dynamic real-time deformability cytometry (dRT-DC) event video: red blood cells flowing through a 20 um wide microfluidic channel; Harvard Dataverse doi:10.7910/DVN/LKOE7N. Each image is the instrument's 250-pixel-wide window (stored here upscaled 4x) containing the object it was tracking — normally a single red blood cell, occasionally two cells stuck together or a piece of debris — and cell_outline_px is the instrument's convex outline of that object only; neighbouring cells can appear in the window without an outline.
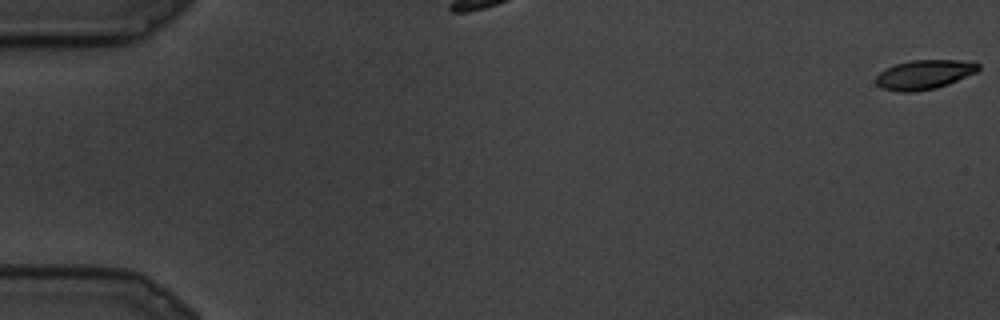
{"species": "common noctule bat (a hibernating species)", "species_latin": "Nyctalus noctula", "temperature_condition": "cold", "stored_images_in_passage": 7, "camera_frame_rate_fps": 3000, "um_per_image_px": 0.085, "animal": {"sex": "male", "body_mass_g": 19.5, "forearm_length_mm": 54.6}, "frame": {"image": 1, "passage_image": 1, "time_ms": 0.0, "image_size_px": [1000, 320], "cell_outline_px": [[980, 68], [976, 72], [948, 84], [936, 88], [916, 92], [900, 92], [884, 88], [876, 84], [876, 76], [880, 72], [896, 64], [912, 60], [956, 60], [980, 64]], "centroid_in_image_um": [78.55, 6.35], "position_along_channel_um": 6.4, "area_um2": 17.28}}
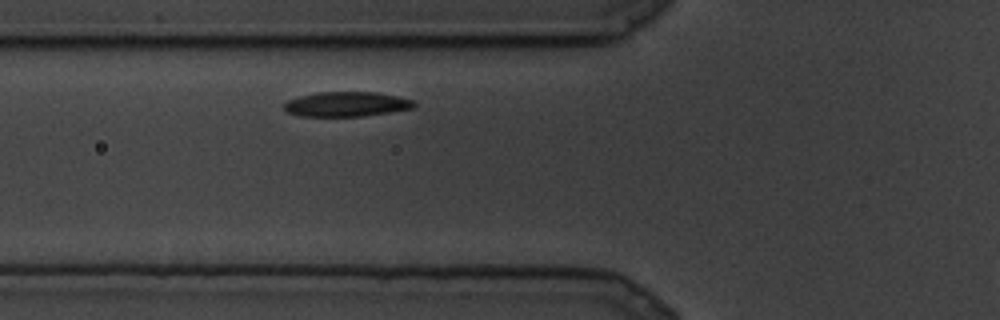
{"frame": {"image": 2, "passage_image": 5, "time_ms": 1.333, "image_size_px": [1000, 320], "cell_outline_px": [[416, 104], [412, 108], [388, 112], [360, 116], [300, 116], [288, 112], [284, 108], [284, 104], [288, 100], [300, 96], [316, 92], [376, 92], [416, 100]], "centroid_in_image_um": [29.45, 8.84], "position_along_channel_um": 96.3, "area_um2": 18.61}}
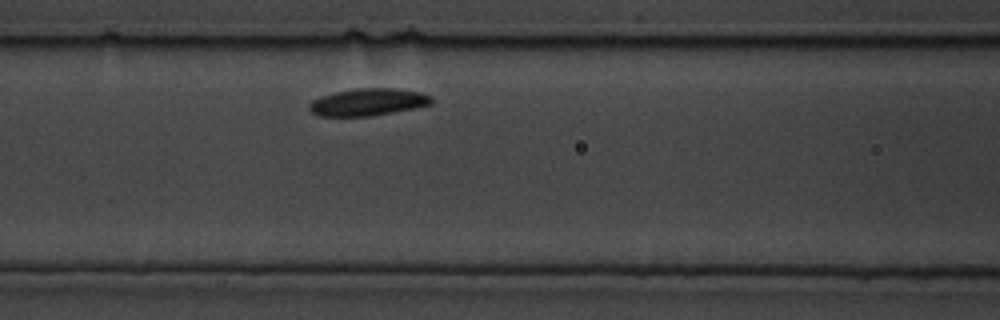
{"frame": {"image": 3, "passage_image": 7, "time_ms": 2.0, "image_size_px": [1000, 320], "cell_outline_px": [[432, 104], [416, 108], [368, 116], [320, 116], [312, 112], [308, 108], [308, 104], [312, 100], [320, 96], [336, 92], [356, 88], [396, 88], [420, 92], [432, 96]], "centroid_in_image_um": [31.28, 8.67], "position_along_channel_um": 135.3, "area_um2": 19.42}}